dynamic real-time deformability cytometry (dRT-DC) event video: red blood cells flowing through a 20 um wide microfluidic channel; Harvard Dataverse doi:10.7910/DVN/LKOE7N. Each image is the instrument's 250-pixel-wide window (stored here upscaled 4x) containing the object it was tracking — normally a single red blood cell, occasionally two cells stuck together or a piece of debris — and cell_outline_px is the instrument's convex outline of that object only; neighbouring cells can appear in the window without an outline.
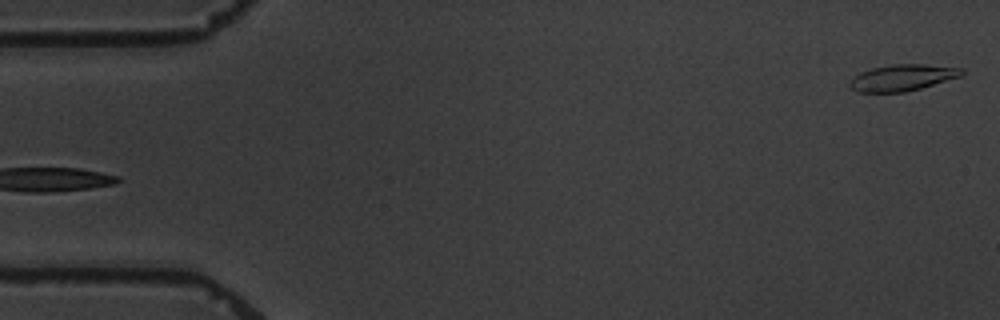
{"species": "common noctule bat (a hibernating species)", "species_latin": "Nyctalus noctula", "temperature_condition": "warm", "stored_images_in_passage": 5, "segment_of_instrument_passage": [2, 2], "camera_frame_rate_fps": 3000, "um_per_image_px": 0.085, "animal": {"sex": "male", "body_mass_g": 19.5, "forearm_length_mm": 54.6}, "frame": {"image": 1, "passage_image": 5, "time_ms": 4.667, "image_size_px": [1000, 320], "cell_outline_px": [[964, 72], [960, 76], [920, 88], [904, 92], [860, 92], [852, 88], [848, 84], [860, 72], [872, 68], [892, 64], [924, 64], [964, 68]], "centroid_in_image_um": [76.72, 6.59], "position_along_channel_um": 8.3, "area_um2": 16.94}}